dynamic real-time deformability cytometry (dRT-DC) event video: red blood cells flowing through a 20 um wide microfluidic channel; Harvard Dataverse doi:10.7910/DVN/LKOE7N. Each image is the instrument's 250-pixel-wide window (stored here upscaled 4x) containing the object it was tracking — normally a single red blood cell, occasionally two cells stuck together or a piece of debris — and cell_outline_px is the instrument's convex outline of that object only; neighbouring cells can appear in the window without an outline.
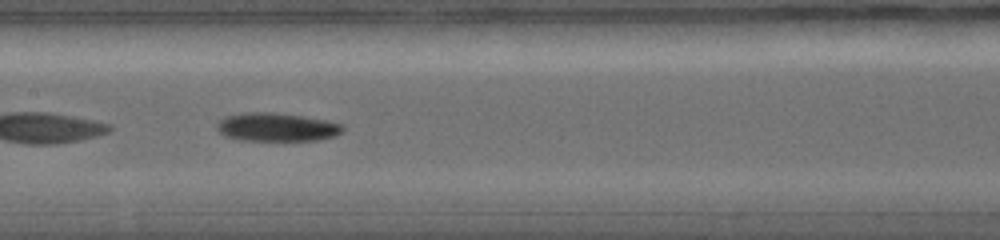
{"species": "common noctule bat (a hibernating species)", "species_latin": "Nyctalus noctula", "temperature_condition": "warm", "stored_images_in_passage": 32, "camera_frame_rate_fps": 5000, "um_per_image_px": 0.085, "animal": {"sex": "female", "body_mass_g": 19.0, "forearm_length_mm": 56.7}, "frame": {"image": 1, "passage_image": 10, "time_ms": 2.2, "image_size_px": [1000, 240], "cell_outline_px": [[340, 132], [328, 136], [312, 140], [252, 140], [232, 136], [224, 132], [220, 128], [220, 124], [224, 120], [232, 116], [300, 116], [336, 124], [340, 128]], "centroid_in_image_um": [23.62, 10.88], "position_along_channel_um": 183.8, "area_um2": 17.51}}